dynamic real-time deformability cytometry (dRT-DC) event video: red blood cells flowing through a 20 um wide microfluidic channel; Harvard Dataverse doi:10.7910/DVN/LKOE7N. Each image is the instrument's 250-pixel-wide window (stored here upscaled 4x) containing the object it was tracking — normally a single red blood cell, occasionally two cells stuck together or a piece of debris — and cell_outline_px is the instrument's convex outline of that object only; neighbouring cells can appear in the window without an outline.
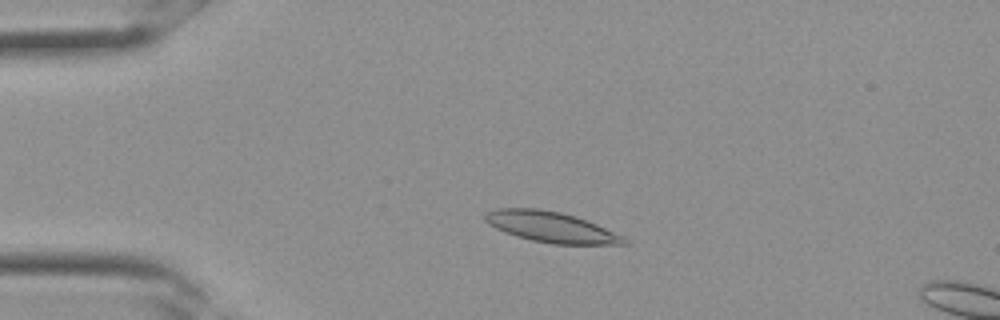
{"species": "Egyptian fruit bat (a non-hibernating species)", "species_latin": "Rousettus aegyptiacus", "temperature_condition": "room temperature", "stored_images_in_passage": 9, "camera_frame_rate_fps": 3000, "um_per_image_px": 0.085, "frame": {"image": 1, "passage_image": 6, "time_ms": 1.667, "image_size_px": [1000, 320], "cell_outline_px": [[628, 244], [552, 244], [532, 240], [516, 236], [504, 232], [488, 224], [484, 220], [484, 212], [496, 208], [540, 208], [560, 212], [576, 216], [596, 224], [624, 236], [628, 240]], "centroid_in_image_um": [46.81, 19.29], "position_along_channel_um": 38.2, "area_um2": 24.91}}